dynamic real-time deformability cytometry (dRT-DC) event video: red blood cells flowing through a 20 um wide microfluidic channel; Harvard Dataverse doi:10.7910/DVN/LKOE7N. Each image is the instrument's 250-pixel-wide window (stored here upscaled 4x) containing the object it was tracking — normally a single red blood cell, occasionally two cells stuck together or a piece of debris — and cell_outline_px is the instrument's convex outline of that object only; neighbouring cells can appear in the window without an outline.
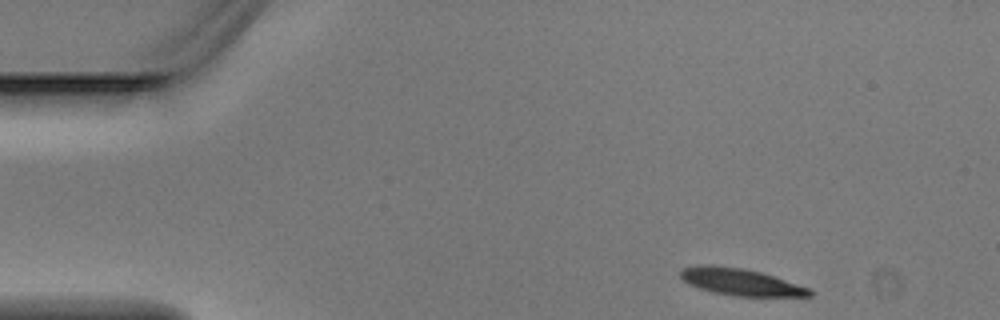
{"species": "Egyptian fruit bat (a non-hibernating species)", "species_latin": "Rousettus aegyptiacus", "temperature_condition": "warm", "stored_images_in_passage": 4, "segment_of_instrument_passage": [1, 2], "camera_frame_rate_fps": 3000, "um_per_image_px": 0.085, "animal": {"sex": "male"}, "frame": {"image": 1, "passage_image": 1, "time_ms": 0.0, "image_size_px": [1000, 320], "cell_outline_px": [[812, 296], [736, 296], [716, 292], [700, 288], [688, 284], [680, 276], [680, 272], [684, 268], [708, 264], [744, 268], [760, 272], [812, 288]], "centroid_in_image_um": [63.0, 23.96], "position_along_channel_um": 22.0, "area_um2": 20.0}}